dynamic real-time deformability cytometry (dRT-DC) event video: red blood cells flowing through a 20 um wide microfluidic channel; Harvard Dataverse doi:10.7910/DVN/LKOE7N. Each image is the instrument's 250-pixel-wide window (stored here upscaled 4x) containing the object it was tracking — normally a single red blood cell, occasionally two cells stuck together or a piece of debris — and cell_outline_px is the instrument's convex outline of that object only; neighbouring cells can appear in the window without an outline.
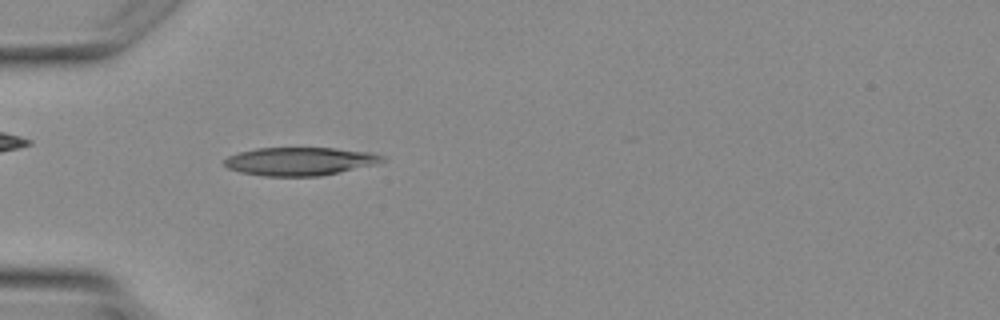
{"species": "Egyptian fruit bat (a non-hibernating species)", "species_latin": "Rousettus aegyptiacus", "temperature_condition": "warm", "stored_images_in_passage": 4, "camera_frame_rate_fps": 3000, "um_per_image_px": 0.085, "animal": {"sex": "female"}, "frame": {"image": 1, "passage_image": 3, "time_ms": 2.667, "image_size_px": [1000, 320], "cell_outline_px": [[384, 160], [372, 164], [320, 176], [264, 176], [240, 172], [228, 168], [224, 164], [224, 160], [228, 156], [240, 152], [256, 148], [336, 148], [372, 152], [384, 156]], "centroid_in_image_um": [25.44, 13.7], "position_along_channel_um": 59.6, "area_um2": 25.66}}
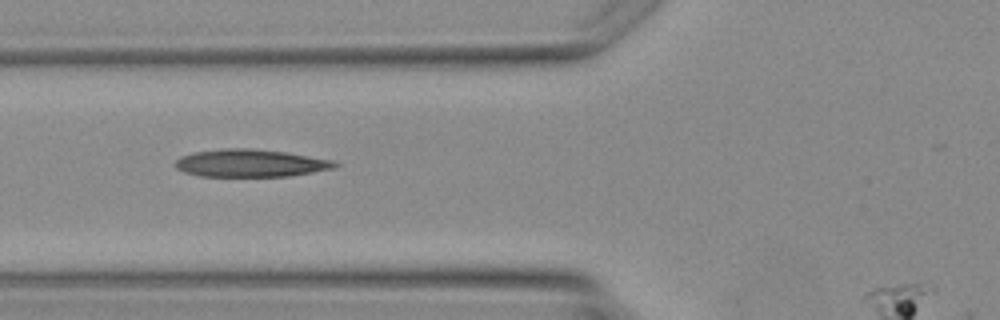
{"frame": {"image": 2, "passage_image": 4, "time_ms": 3.667, "image_size_px": [1000, 320], "cell_outline_px": [[340, 164], [336, 168], [288, 176], [200, 176], [184, 172], [176, 168], [176, 160], [180, 156], [196, 152], [224, 148], [252, 148], [284, 152], [332, 160]], "centroid_in_image_um": [21.29, 13.87], "position_along_channel_um": 104.5, "area_um2": 25.49}}